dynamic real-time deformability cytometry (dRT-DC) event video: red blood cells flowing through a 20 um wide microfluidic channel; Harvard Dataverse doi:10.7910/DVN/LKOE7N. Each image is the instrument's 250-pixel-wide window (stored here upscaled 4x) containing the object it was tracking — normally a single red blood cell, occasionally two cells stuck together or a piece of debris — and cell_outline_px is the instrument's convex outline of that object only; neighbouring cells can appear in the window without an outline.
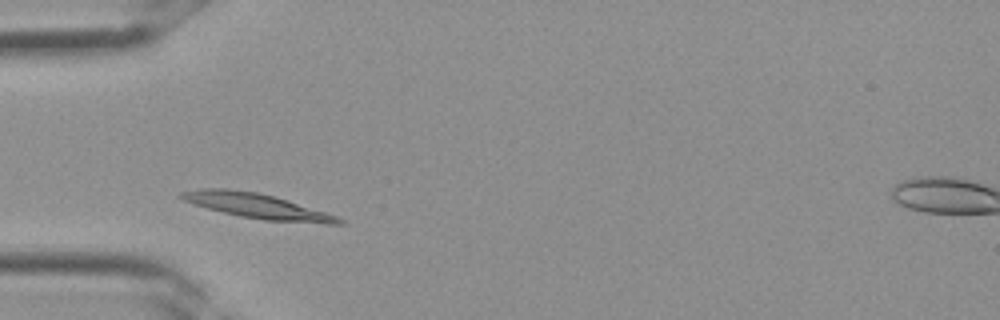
{"species": "Egyptian fruit bat (a non-hibernating species)", "species_latin": "Rousettus aegyptiacus", "temperature_condition": "room temperature", "stored_images_in_passage": 2, "camera_frame_rate_fps": 3000, "um_per_image_px": 0.085, "frame": {"image": 1, "passage_image": 1, "time_ms": 0.0, "image_size_px": [1000, 320], "cell_outline_px": [[344, 224], [328, 224], [264, 220], [240, 216], [208, 208], [184, 200], [176, 196], [180, 192], [200, 188], [228, 188], [256, 192], [288, 200], [336, 216], [344, 220]], "centroid_in_image_um": [21.83, 17.5], "position_along_channel_um": 63.2, "area_um2": 22.6}}
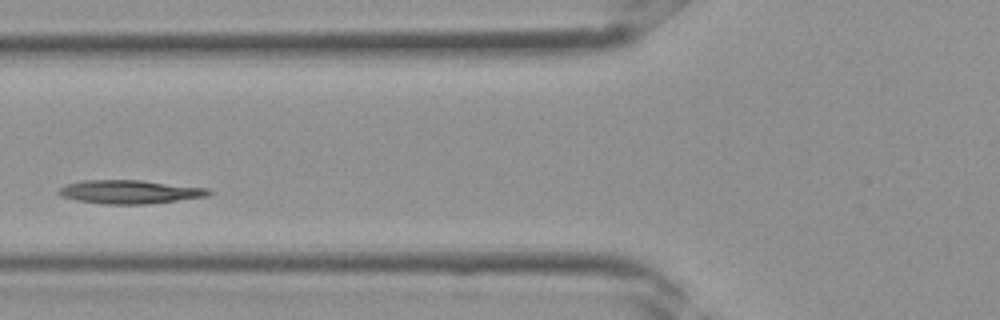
{"frame": {"image": 2, "passage_image": 2, "time_ms": 0.333, "image_size_px": [1000, 320], "cell_outline_px": [[212, 192], [208, 196], [148, 204], [104, 204], [76, 200], [60, 196], [56, 192], [60, 188], [68, 184], [84, 180], [140, 180], [208, 188]], "centroid_in_image_um": [11.02, 16.31], "position_along_channel_um": 114.8, "area_um2": 20.52}}